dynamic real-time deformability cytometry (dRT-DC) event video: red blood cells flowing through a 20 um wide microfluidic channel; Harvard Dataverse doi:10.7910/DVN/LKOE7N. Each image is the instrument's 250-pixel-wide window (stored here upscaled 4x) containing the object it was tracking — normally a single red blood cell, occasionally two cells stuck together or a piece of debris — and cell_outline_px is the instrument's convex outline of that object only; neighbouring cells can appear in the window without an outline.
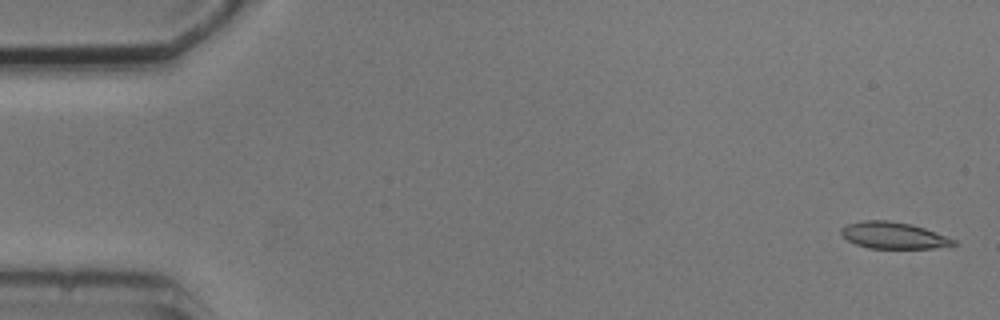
{"species": "common noctule bat (a hibernating species)", "species_latin": "Nyctalus noctula", "temperature_condition": "cold", "stored_images_in_passage": 6, "segment_of_instrument_passage": [1, 2], "camera_frame_rate_fps": 3000, "um_per_image_px": 0.085, "animal": {"sex": "male", "body_mass_g": 20.5, "forearm_length_mm": 52.5}, "frame": {"image": 1, "passage_image": 1, "time_ms": 0.0, "image_size_px": [1000, 320], "cell_outline_px": [[960, 244], [932, 248], [868, 248], [856, 244], [848, 240], [840, 232], [840, 228], [844, 224], [864, 220], [888, 220], [912, 224], [924, 228], [956, 240]], "centroid_in_image_um": [75.92, 20.0], "position_along_channel_um": 9.1, "area_um2": 17.46}}